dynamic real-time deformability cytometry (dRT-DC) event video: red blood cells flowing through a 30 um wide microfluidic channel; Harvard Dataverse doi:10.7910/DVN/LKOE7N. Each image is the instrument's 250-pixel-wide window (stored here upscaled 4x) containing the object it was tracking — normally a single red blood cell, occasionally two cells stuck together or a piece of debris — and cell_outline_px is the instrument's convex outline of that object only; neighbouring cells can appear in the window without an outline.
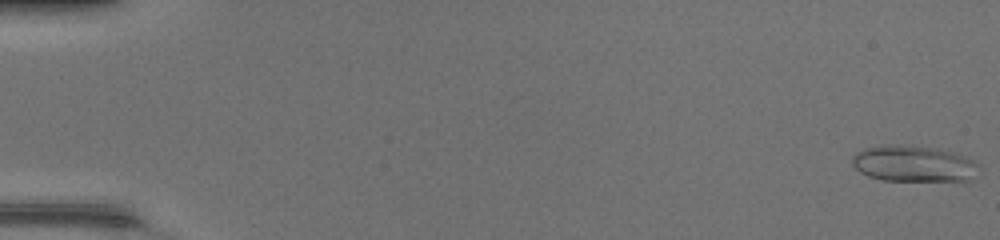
{"species": "common noctule bat (a hibernating species)", "species_latin": "Nyctalus noctula", "temperature_condition": "warm", "stored_images_in_passage": 49, "camera_frame_rate_fps": 3000, "um_per_image_px": 0.085, "animal": {"sex": "female", "body_mass_g": 17.0, "forearm_length_mm": 48.0}, "frame": {"image": 1, "passage_image": 1, "time_ms": 0.0, "image_size_px": [1000, 240], "cell_outline_px": [[980, 176], [968, 180], [880, 180], [868, 176], [860, 172], [852, 164], [852, 156], [856, 152], [864, 148], [888, 144], [892, 144], [936, 148], [952, 152], [976, 160], [980, 164]], "centroid_in_image_um": [77.71, 13.91], "position_along_channel_um": 7.3, "area_um2": 26.99}}
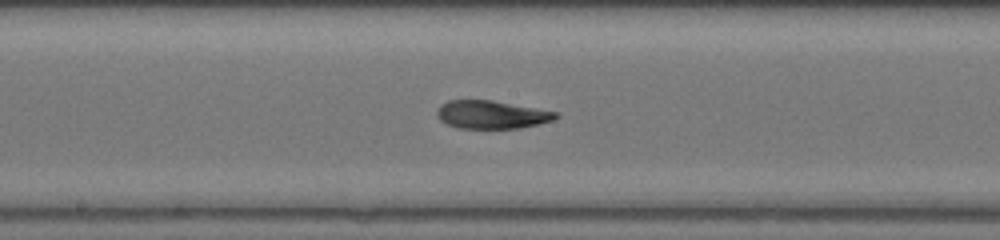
{"frame": {"image": 2, "passage_image": 27, "time_ms": 8.667, "image_size_px": [1000, 240], "cell_outline_px": [[560, 116], [552, 120], [520, 128], [456, 128], [440, 120], [436, 116], [436, 108], [440, 104], [448, 100], [492, 100], [560, 112]], "centroid_in_image_um": [41.76, 9.73], "position_along_channel_um": 206.4, "area_um2": 19.59}}
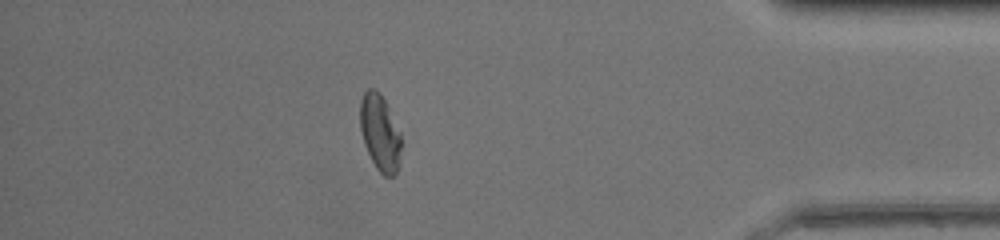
{"frame": {"image": 3, "passage_image": 43, "time_ms": 14.0, "image_size_px": [1000, 240], "cell_outline_px": [[400, 148], [396, 172], [392, 176], [384, 176], [376, 168], [364, 144], [360, 128], [360, 100], [364, 92], [368, 88], [376, 88], [380, 92], [400, 132]], "centroid_in_image_um": [32.26, 11.23], "position_along_channel_um": 402.9, "area_um2": 17.98}, "authors_computed_cell_mechanics": {"area_um2": 20.1722, "velocity_mm_per_s": 4.367, "shape_relaxation_time_tau1_ms": 9.6934, "shape_relaxation_time_tau2_ms": 1.4158, "deformation_change_tau1": 0.3285, "deformation_change_tau2": 0.087}}